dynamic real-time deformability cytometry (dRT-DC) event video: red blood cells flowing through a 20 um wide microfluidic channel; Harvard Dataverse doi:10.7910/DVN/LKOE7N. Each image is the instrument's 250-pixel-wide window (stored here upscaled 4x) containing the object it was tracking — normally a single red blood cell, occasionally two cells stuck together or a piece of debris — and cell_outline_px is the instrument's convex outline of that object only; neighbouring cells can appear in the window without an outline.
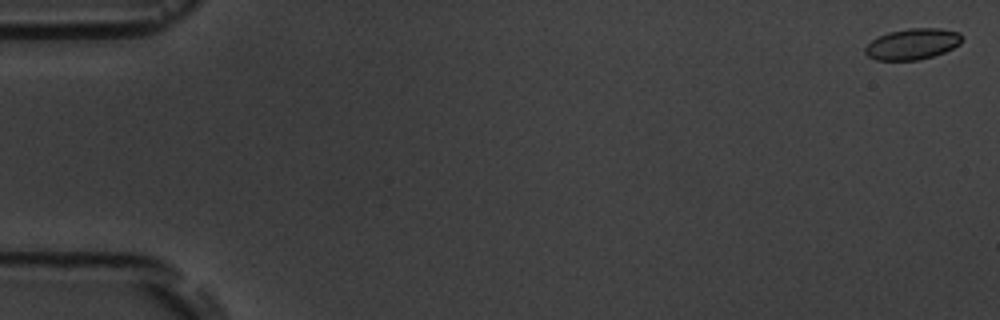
{"species": "common noctule bat (a hibernating species)", "species_latin": "Nyctalus noctula", "temperature_condition": "room temperature", "stored_images_in_passage": 6, "camera_frame_rate_fps": 3000, "um_per_image_px": 0.085, "animal": {"sex": "male", "body_mass_g": 19.5, "forearm_length_mm": 54.6}, "frame": {"image": 1, "passage_image": 1, "time_ms": 0.0, "image_size_px": [1000, 320], "cell_outline_px": [[964, 40], [960, 44], [944, 52], [920, 60], [876, 60], [868, 56], [864, 52], [864, 48], [872, 40], [888, 32], [908, 28], [940, 28], [960, 32], [964, 36]], "centroid_in_image_um": [77.6, 3.73], "position_along_channel_um": 7.4, "area_um2": 17.63}}
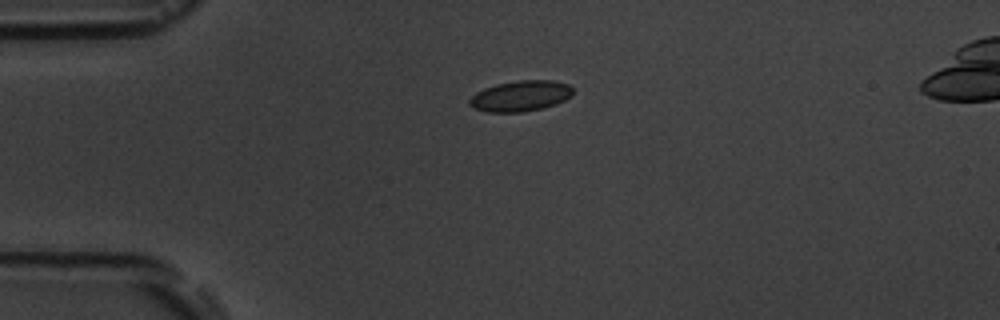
{"frame": {"image": 2, "passage_image": 4, "time_ms": 4.333, "image_size_px": [1000, 320], "cell_outline_px": [[572, 96], [556, 104], [524, 112], [488, 112], [472, 108], [468, 104], [468, 100], [476, 92], [484, 88], [496, 84], [520, 80], [552, 80], [568, 84], [572, 88]], "centroid_in_image_um": [44.22, 8.16], "position_along_channel_um": 40.8, "area_um2": 18.55}}
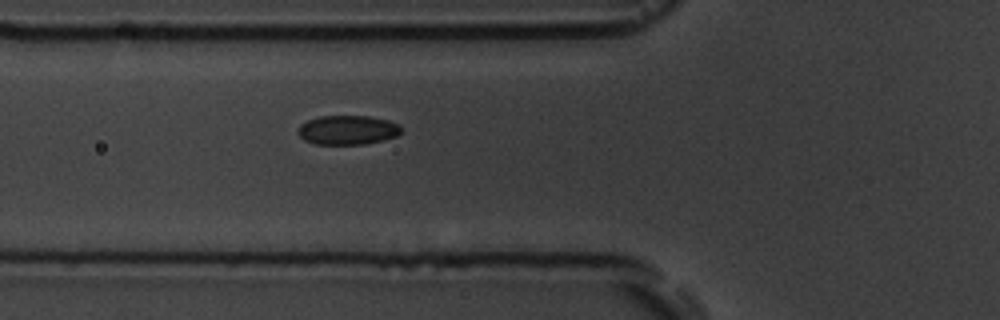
{"frame": {"image": 3, "passage_image": 6, "time_ms": 6.667, "image_size_px": [1000, 320], "cell_outline_px": [[400, 132], [396, 136], [384, 140], [364, 144], [316, 144], [304, 140], [296, 132], [300, 124], [308, 120], [320, 116], [368, 116], [388, 120], [400, 124]], "centroid_in_image_um": [29.53, 11.05], "position_along_channel_um": 96.3, "area_um2": 17.63}}